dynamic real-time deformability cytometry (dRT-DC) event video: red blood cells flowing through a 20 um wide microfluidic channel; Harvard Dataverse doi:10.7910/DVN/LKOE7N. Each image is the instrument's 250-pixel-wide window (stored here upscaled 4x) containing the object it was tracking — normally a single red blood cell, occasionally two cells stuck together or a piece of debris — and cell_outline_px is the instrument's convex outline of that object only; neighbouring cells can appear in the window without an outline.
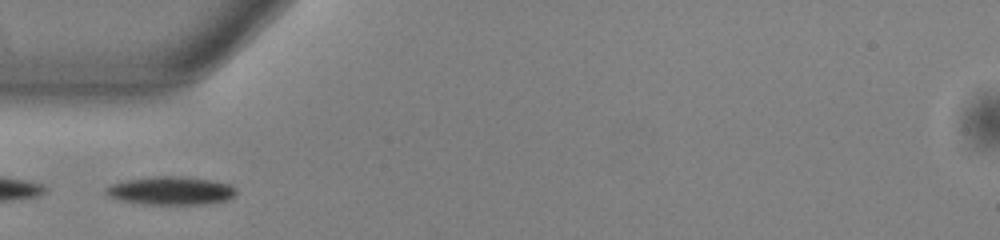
{"species": "common noctule bat (a hibernating species)", "species_latin": "Nyctalus noctula", "temperature_condition": "warm", "stored_images_in_passage": 37, "camera_frame_rate_fps": 3000, "um_per_image_px": 0.085, "animal": {"sex": "male", "body_mass_g": 13.0, "forearm_length_mm": 53.1}, "frame": {"image": 1, "passage_image": 1, "time_ms": 0.0, "image_size_px": [1000, 240], "cell_outline_px": [[236, 192], [228, 200], [208, 204], [144, 204], [120, 200], [104, 192], [104, 188], [112, 184], [128, 180], [156, 176], [172, 176], [208, 180], [228, 184]], "centroid_in_image_um": [14.49, 16.22], "position_along_channel_um": 70.5, "area_um2": 20.92}}
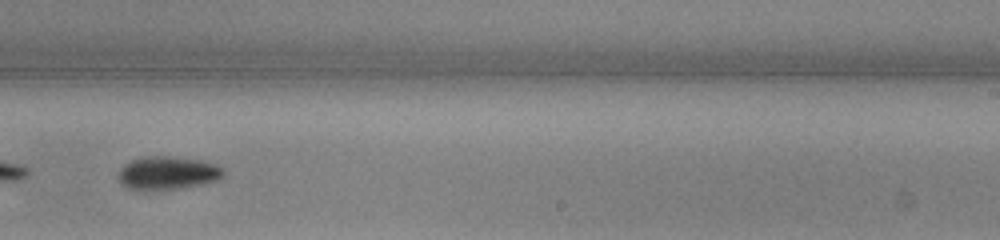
{"frame": {"image": 2, "passage_image": 17, "time_ms": 5.333, "image_size_px": [1000, 240], "cell_outline_px": [[224, 176], [220, 180], [208, 184], [184, 188], [152, 192], [144, 192], [128, 188], [120, 180], [120, 168], [124, 164], [132, 160], [152, 156], [168, 156], [200, 160], [216, 164], [224, 168]], "centroid_in_image_um": [14.32, 14.75], "position_along_channel_um": 274.7, "area_um2": 20.92}}
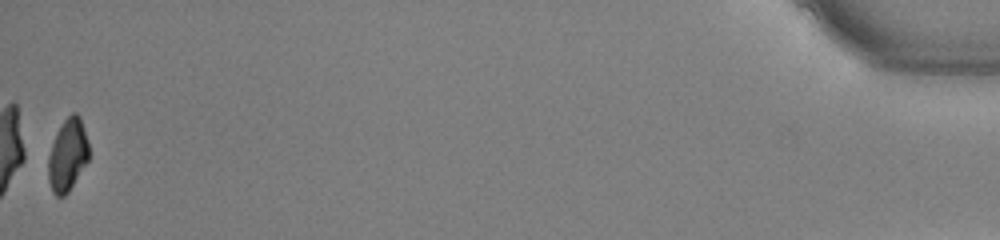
{"frame": {"image": 3, "passage_image": 37, "time_ms": 12.0, "image_size_px": [1000, 240], "cell_outline_px": [[88, 160], [68, 192], [64, 196], [56, 196], [52, 192], [48, 180], [48, 156], [56, 132], [64, 120], [72, 112], [76, 112], [80, 116], [88, 144]], "centroid_in_image_um": [5.73, 13.18], "position_along_channel_um": 429.5, "area_um2": 16.99}}